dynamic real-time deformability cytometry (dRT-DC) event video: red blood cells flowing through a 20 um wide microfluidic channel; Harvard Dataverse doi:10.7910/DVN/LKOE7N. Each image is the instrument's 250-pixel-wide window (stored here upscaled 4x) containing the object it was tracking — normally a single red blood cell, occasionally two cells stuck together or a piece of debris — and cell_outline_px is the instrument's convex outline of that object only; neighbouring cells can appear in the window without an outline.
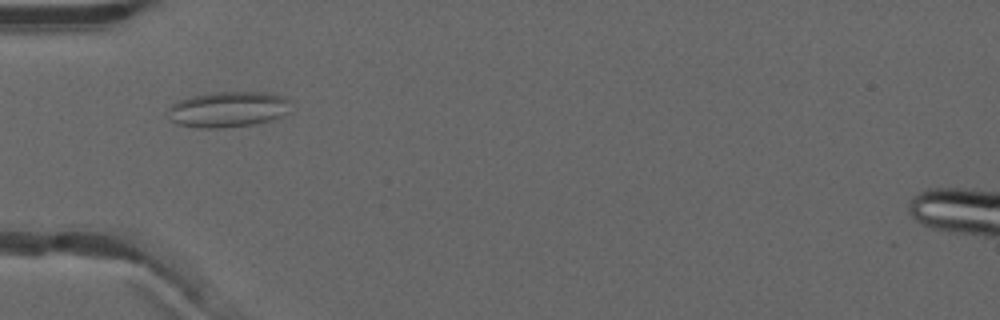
{"species": "common noctule bat (a hibernating species)", "species_latin": "Nyctalus noctula", "temperature_condition": "warm", "stored_images_in_passage": 34, "camera_frame_rate_fps": 3000, "um_per_image_px": 0.085, "animal": {"sex": "male", "forearm_length_mm": 52.5}, "frame": {"image": 1, "passage_image": 5, "time_ms": 1.333, "image_size_px": [1000, 320], "cell_outline_px": [[292, 100], [288, 112], [284, 116], [272, 120], [256, 124], [224, 128], [196, 128], [176, 124], [168, 116], [168, 108], [172, 104], [188, 96], [212, 92], [268, 92], [284, 96]], "centroid_in_image_um": [19.42, 9.29], "position_along_channel_um": 65.6, "area_um2": 26.18}}
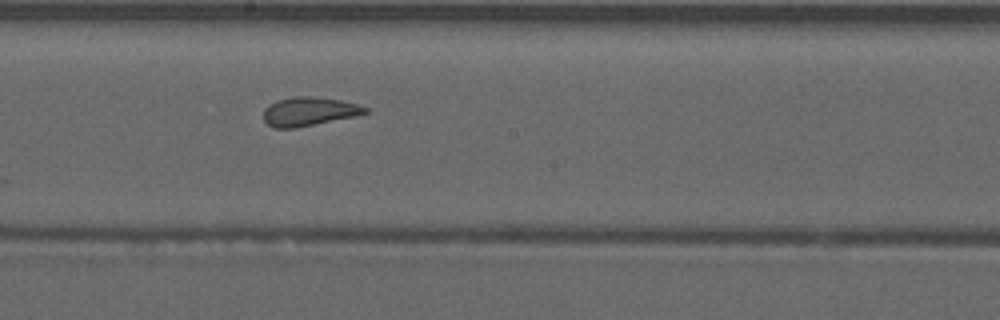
{"frame": {"image": 2, "passage_image": 17, "time_ms": 5.333, "image_size_px": [1000, 320], "cell_outline_px": [[368, 112], [356, 116], [296, 128], [272, 128], [264, 120], [264, 108], [268, 104], [276, 100], [292, 96], [308, 96], [340, 100], [356, 104], [368, 108]], "centroid_in_image_um": [26.22, 9.48], "position_along_channel_um": 222.0, "area_um2": 17.11}}
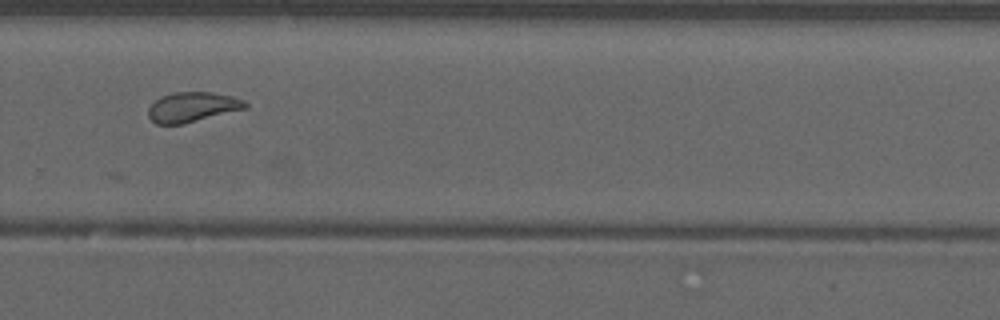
{"frame": {"image": 3, "passage_image": 24, "time_ms": 7.667, "image_size_px": [1000, 320], "cell_outline_px": [[248, 108], [184, 124], [156, 124], [148, 116], [148, 108], [160, 96], [172, 92], [212, 92], [232, 96], [244, 100], [248, 104]], "centroid_in_image_um": [16.37, 9.1], "position_along_channel_um": 313.4, "area_um2": 17.05}, "authors_computed_cell_mechanics": {"area_um2": 17.0799, "velocity_mm_per_s": 3.936, "shape_relaxation_time_tau1_ms": null, "shape_relaxation_time_tau2_ms": 1.0597, "deformation_change_tau1": null, "deformation_change_tau2": 0.0753}}